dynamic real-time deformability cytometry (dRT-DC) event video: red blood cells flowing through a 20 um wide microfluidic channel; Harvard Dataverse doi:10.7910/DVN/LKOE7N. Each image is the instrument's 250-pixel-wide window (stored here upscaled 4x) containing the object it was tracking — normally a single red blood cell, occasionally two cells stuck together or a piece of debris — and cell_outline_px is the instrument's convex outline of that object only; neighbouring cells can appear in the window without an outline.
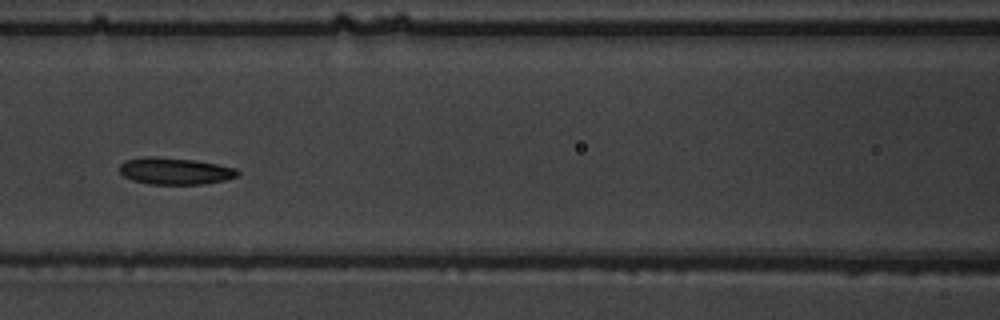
{"species": "common noctule bat (a hibernating species)", "species_latin": "Nyctalus noctula", "temperature_condition": "warm", "stored_images_in_passage": 40, "camera_frame_rate_fps": 3000, "um_per_image_px": 0.085, "animal": {"sex": "male", "body_mass_g": 19.5, "forearm_length_mm": 54.6}, "frame": {"image": 1, "passage_image": 12, "time_ms": 3.667, "image_size_px": [1000, 320], "cell_outline_px": [[240, 172], [236, 176], [224, 180], [204, 184], [148, 184], [132, 180], [124, 176], [120, 172], [120, 164], [124, 160], [144, 156], [152, 156], [196, 160], [236, 168]], "centroid_in_image_um": [14.84, 14.53], "position_along_channel_um": 151.8, "area_um2": 18.5}}
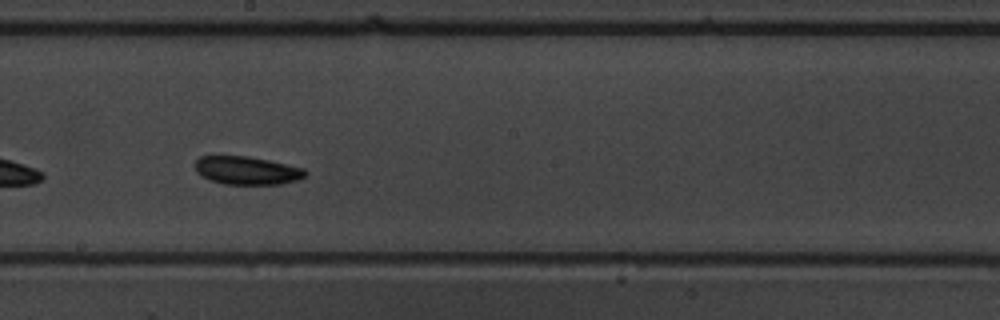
{"frame": {"image": 2, "passage_image": 18, "time_ms": 5.667, "image_size_px": [1000, 320], "cell_outline_px": [[308, 176], [296, 180], [280, 184], [224, 184], [208, 180], [196, 172], [192, 164], [200, 156], [248, 156], [268, 160], [304, 168], [308, 172]], "centroid_in_image_um": [20.96, 14.49], "position_along_channel_um": 227.2, "area_um2": 18.32}}
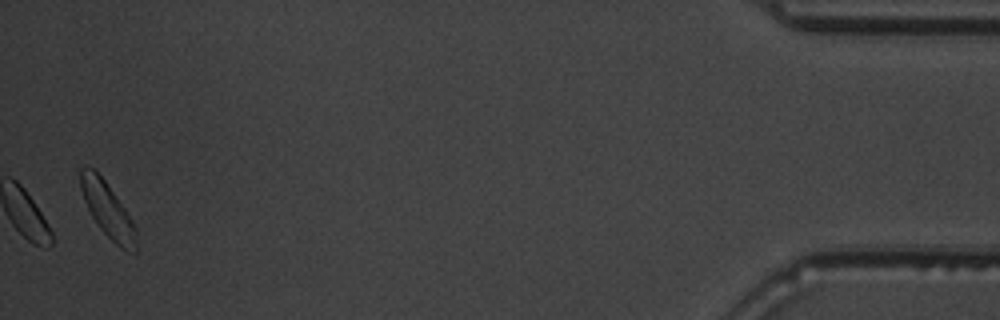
{"frame": {"image": 3, "passage_image": 40, "time_ms": 13.0, "image_size_px": [1000, 320], "cell_outline_px": [[136, 252], [120, 248], [100, 228], [92, 216], [84, 200], [80, 188], [80, 168], [92, 168], [104, 180], [124, 208], [136, 228]], "centroid_in_image_um": [9.14, 17.85], "position_along_channel_um": 426.1, "area_um2": 17.17}, "authors_computed_cell_mechanics": {"area_um2": 17.9758, "velocity_mm_per_s": 3.7867, "shape_relaxation_time_tau1_ms": 4.9845, "shape_relaxation_time_tau2_ms": 4.4564, "deformation_change_tau1": 0.1242, "deformation_change_tau2": 0.0818}}